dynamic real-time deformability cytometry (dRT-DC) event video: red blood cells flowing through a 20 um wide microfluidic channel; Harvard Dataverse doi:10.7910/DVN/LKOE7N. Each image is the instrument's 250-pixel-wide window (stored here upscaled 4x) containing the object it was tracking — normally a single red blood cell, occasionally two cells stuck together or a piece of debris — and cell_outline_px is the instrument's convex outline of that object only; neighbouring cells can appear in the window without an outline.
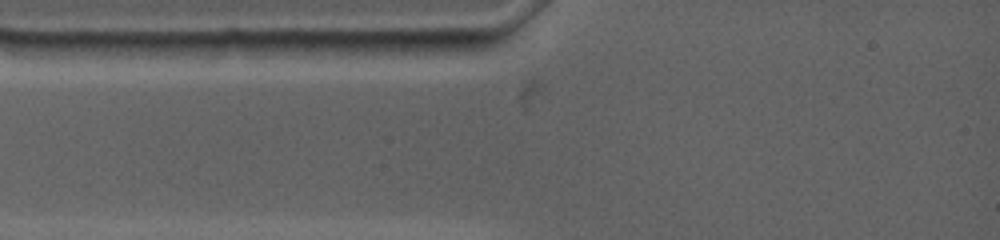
{"species": "common noctule bat (a hibernating species)", "species_latin": "Nyctalus noctula", "temperature_condition": "warm", "stored_images_in_passage": 4, "camera_frame_rate_fps": 4500, "um_per_image_px": 0.085, "animal": {"sex": "female", "body_mass_g": 19.0, "forearm_length_mm": 53.3}, "frame": {"image": 1, "passage_image": 2, "time_ms": 0.667, "image_size_px": [1000, 240], "cell_outline_px": [[488, 40], [480, 48], [416, 56], [372, 56], [364, 44], [368, 40]], "centroid_in_image_um": [35.64, 3.99], "position_along_channel_um": 49.4, "area_um2": 11.39}}